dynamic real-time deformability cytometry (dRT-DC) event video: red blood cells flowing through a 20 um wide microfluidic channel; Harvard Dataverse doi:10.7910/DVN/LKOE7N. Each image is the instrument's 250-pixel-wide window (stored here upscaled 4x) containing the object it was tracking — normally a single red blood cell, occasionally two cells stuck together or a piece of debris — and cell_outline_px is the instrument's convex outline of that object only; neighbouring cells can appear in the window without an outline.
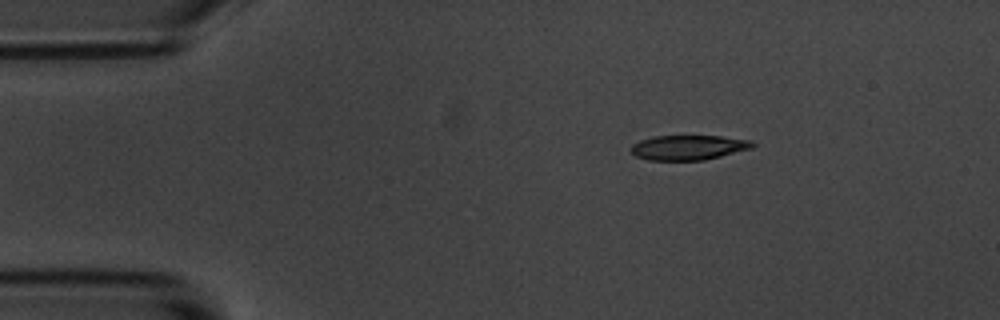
{"species": "common noctule bat (a hibernating species)", "species_latin": "Nyctalus noctula", "temperature_condition": "room temperature", "stored_images_in_passage": 47, "camera_frame_rate_fps": 3000, "um_per_image_px": 0.085, "animal": {"sex": "male", "body_mass_g": 20.1, "forearm_length_mm": 53.5}, "frame": {"image": 1, "passage_image": 1, "time_ms": 0.0, "image_size_px": [1000, 320], "cell_outline_px": [[756, 144], [752, 148], [704, 160], [648, 160], [636, 156], [628, 148], [632, 144], [640, 140], [652, 136], [720, 136], [752, 140]], "centroid_in_image_um": [58.5, 12.53], "position_along_channel_um": 26.5, "area_um2": 17.63}}
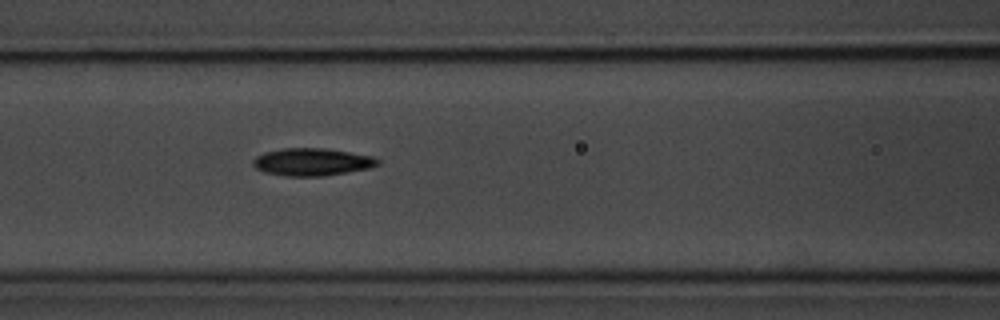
{"frame": {"image": 2, "passage_image": 15, "time_ms": 4.667, "image_size_px": [1000, 320], "cell_outline_px": [[380, 164], [368, 168], [348, 172], [324, 176], [288, 176], [264, 172], [256, 168], [252, 164], [252, 160], [256, 156], [264, 152], [284, 148], [324, 148], [372, 156], [380, 160]], "centroid_in_image_um": [26.51, 13.76], "position_along_channel_um": 140.1, "area_um2": 19.94}}
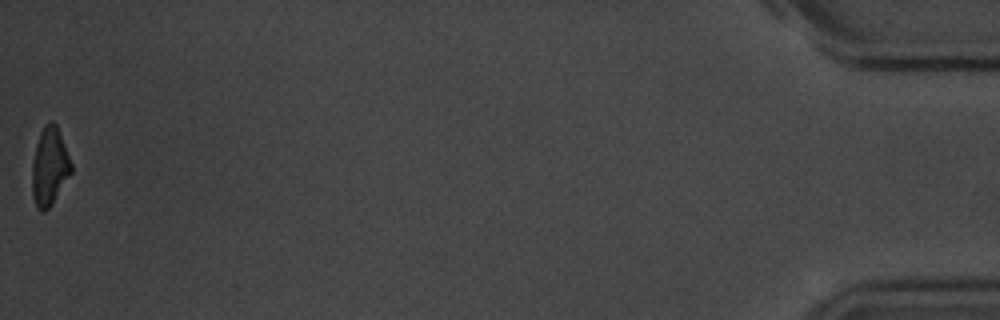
{"frame": {"image": 3, "passage_image": 47, "time_ms": 15.333, "image_size_px": [1000, 320], "cell_outline_px": [[72, 172], [52, 204], [44, 212], [36, 208], [32, 196], [32, 164], [36, 144], [40, 132], [44, 124], [48, 120], [52, 120], [56, 124], [72, 164]], "centroid_in_image_um": [4.2, 14.16], "position_along_channel_um": 431.0, "area_um2": 17.86}, "authors_computed_cell_mechanics": {"area_um2": 19.1318, "velocity_mm_per_s": 3.6525, "shape_relaxation_time_tau1_ms": 3.0258, "shape_relaxation_time_tau2_ms": 5.6888, "deformation_change_tau1": 0.1353, "deformation_change_tau2": 0.1308}}